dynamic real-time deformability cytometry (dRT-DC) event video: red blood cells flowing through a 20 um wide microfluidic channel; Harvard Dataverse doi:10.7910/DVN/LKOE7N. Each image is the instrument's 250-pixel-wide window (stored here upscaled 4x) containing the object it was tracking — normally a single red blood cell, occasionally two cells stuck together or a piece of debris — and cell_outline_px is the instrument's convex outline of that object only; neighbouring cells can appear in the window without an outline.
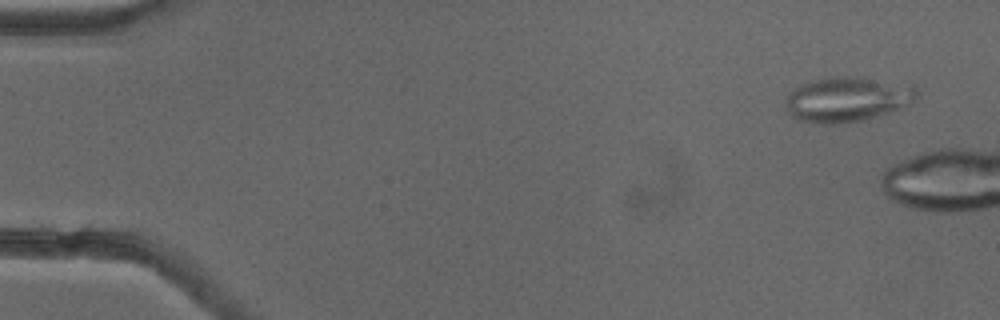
{"species": "common noctule bat (a hibernating species)", "species_latin": "Nyctalus noctula", "temperature_condition": "cold", "stored_images_in_passage": 17, "camera_frame_rate_fps": 3000, "um_per_image_px": 0.085, "animal": {"sex": "female"}, "frame": {"image": 1, "passage_image": 3, "time_ms": 0.667, "image_size_px": [1000, 320], "cell_outline_px": [[916, 96], [908, 104], [900, 108], [876, 116], [860, 120], [836, 124], [820, 124], [800, 120], [792, 116], [784, 104], [792, 88], [812, 80], [836, 76], [856, 76], [916, 84]], "centroid_in_image_um": [72.01, 8.41], "position_along_channel_um": 13.0, "area_um2": 34.39}}